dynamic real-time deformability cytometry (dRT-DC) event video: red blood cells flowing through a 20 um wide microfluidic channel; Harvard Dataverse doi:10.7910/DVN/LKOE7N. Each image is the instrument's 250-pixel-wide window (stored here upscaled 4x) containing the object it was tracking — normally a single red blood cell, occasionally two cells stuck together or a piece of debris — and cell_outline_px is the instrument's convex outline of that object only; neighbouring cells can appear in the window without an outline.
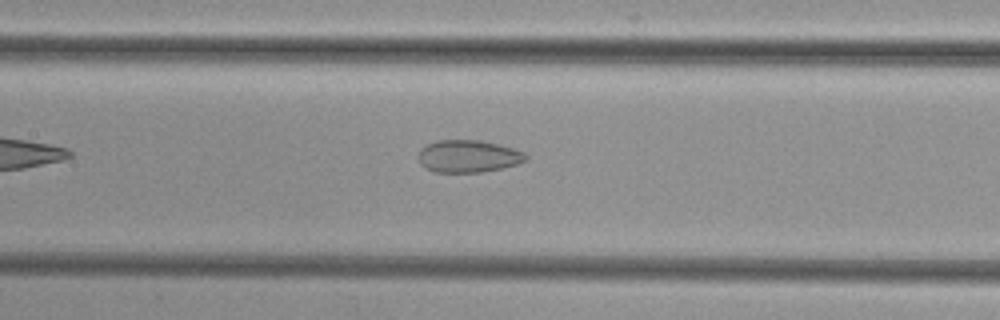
{"species": "common noctule bat (a hibernating species)", "species_latin": "Nyctalus noctula", "temperature_condition": "cold", "stored_images_in_passage": 29, "camera_frame_rate_fps": 3000, "um_per_image_px": 0.085, "animal": {"sex": "female", "body_mass_g": 29.2, "forearm_length_mm": 56.3}, "frame": {"image": 1, "passage_image": 11, "time_ms": 3.333, "image_size_px": [1000, 320], "cell_outline_px": [[528, 160], [516, 164], [500, 168], [480, 172], [436, 172], [424, 168], [420, 164], [416, 156], [420, 148], [428, 144], [440, 140], [480, 140], [500, 144], [524, 152], [528, 156]], "centroid_in_image_um": [39.77, 13.28], "position_along_channel_um": 167.6, "area_um2": 20.4}}
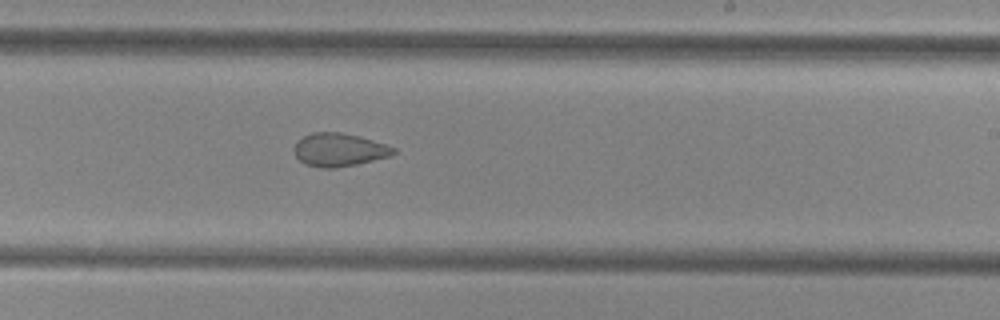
{"frame": {"image": 2, "passage_image": 18, "time_ms": 5.667, "image_size_px": [1000, 320], "cell_outline_px": [[396, 152], [392, 156], [356, 164], [336, 168], [320, 168], [304, 164], [296, 156], [292, 148], [304, 136], [312, 132], [340, 132], [360, 136], [396, 148]], "centroid_in_image_um": [28.83, 12.74], "position_along_channel_um": 260.2, "area_um2": 19.25}}
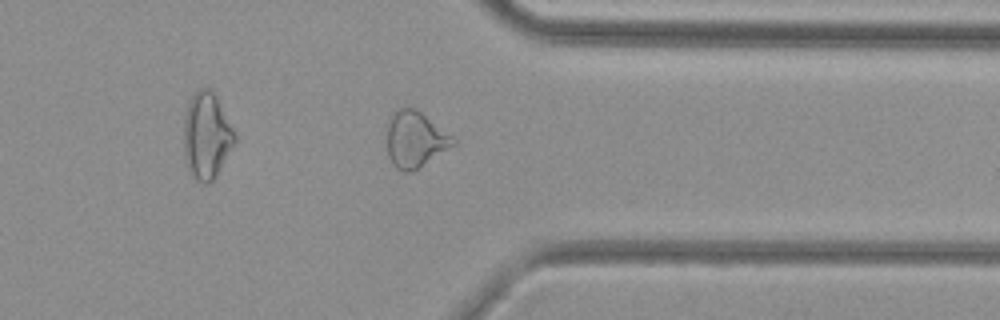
{"frame": {"image": 3, "passage_image": 27, "time_ms": 8.667, "image_size_px": [1000, 320], "cell_outline_px": [[456, 144], [412, 172], [404, 172], [396, 168], [392, 164], [388, 156], [388, 120], [392, 112], [400, 104], [416, 108], [452, 136], [456, 140]], "centroid_in_image_um": [35.26, 11.81], "position_along_channel_um": 376.1, "area_um2": 21.85}}